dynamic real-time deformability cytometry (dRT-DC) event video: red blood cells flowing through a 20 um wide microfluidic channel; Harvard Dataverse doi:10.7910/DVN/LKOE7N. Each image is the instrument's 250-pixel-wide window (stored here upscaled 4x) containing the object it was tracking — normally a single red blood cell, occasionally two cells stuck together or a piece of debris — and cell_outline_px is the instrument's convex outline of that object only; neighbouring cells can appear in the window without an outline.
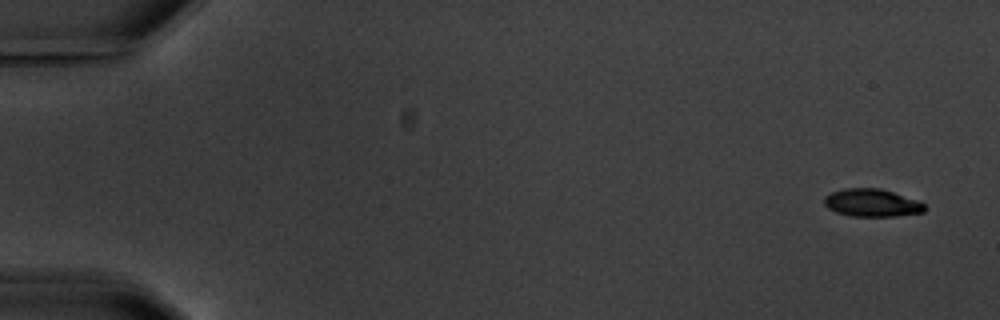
{"species": "common noctule bat (a hibernating species)", "species_latin": "Nyctalus noctula", "temperature_condition": "warm", "stored_images_in_passage": 5, "camera_frame_rate_fps": 3000, "um_per_image_px": 0.085, "animal": {"sex": "male", "body_mass_g": 20.1, "forearm_length_mm": 53.5}, "frame": {"image": 1, "passage_image": 1, "time_ms": 0.0, "image_size_px": [1000, 320], "cell_outline_px": [[928, 208], [924, 212], [896, 216], [852, 216], [836, 212], [828, 208], [824, 204], [824, 196], [832, 192], [844, 188], [880, 188], [920, 200]], "centroid_in_image_um": [74.15, 17.23], "position_along_channel_um": 10.9, "area_um2": 16.42}}
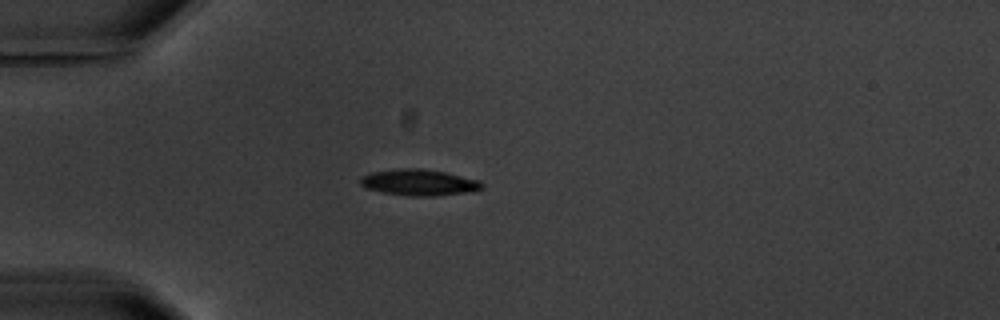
{"frame": {"image": 2, "passage_image": 5, "time_ms": 4.667, "image_size_px": [1000, 320], "cell_outline_px": [[484, 188], [464, 192], [432, 196], [412, 196], [384, 192], [364, 188], [360, 184], [360, 176], [372, 172], [400, 168], [424, 168], [448, 172], [480, 180], [484, 184]], "centroid_in_image_um": [35.61, 15.49], "position_along_channel_um": 49.4, "area_um2": 18.67}}